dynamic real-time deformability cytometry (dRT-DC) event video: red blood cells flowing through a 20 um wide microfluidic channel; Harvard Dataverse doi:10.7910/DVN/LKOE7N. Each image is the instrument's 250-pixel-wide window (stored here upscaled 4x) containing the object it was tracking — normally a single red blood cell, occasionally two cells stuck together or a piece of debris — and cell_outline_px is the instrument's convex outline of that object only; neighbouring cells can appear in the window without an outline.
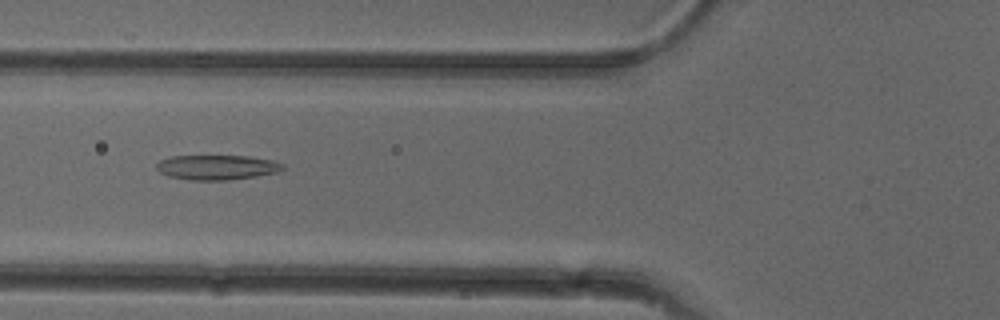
{"species": "common noctule bat (a hibernating species)", "species_latin": "Nyctalus noctula", "temperature_condition": "cold", "stored_images_in_passage": 21, "camera_frame_rate_fps": 3000, "um_per_image_px": 0.085, "animal": {"sex": "female"}, "frame": {"image": 1, "passage_image": 4, "time_ms": 1.0, "image_size_px": [1000, 320], "cell_outline_px": [[284, 168], [276, 172], [256, 176], [228, 180], [192, 180], [168, 176], [160, 172], [156, 168], [156, 164], [160, 160], [172, 156], [248, 156], [272, 160], [284, 164]], "centroid_in_image_um": [18.42, 14.22], "position_along_channel_um": 107.4, "area_um2": 18.15}}
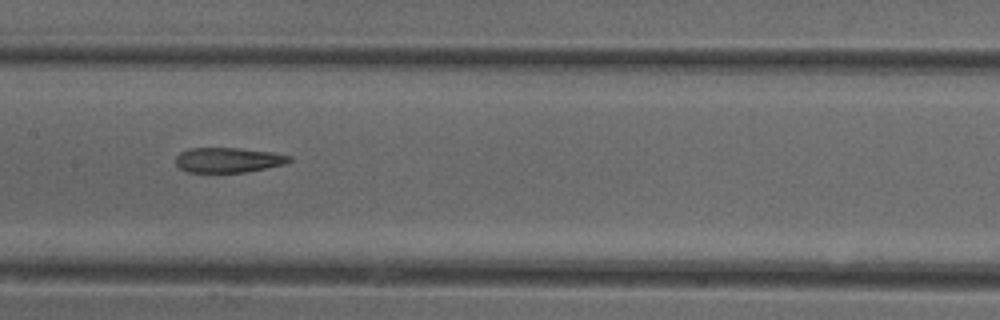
{"frame": {"image": 2, "passage_image": 10, "time_ms": 3.0, "image_size_px": [1000, 320], "cell_outline_px": [[292, 160], [284, 164], [244, 172], [188, 172], [180, 168], [176, 164], [176, 156], [180, 152], [188, 148], [240, 148], [272, 152], [292, 156]], "centroid_in_image_um": [19.39, 13.59], "position_along_channel_um": 188.0, "area_um2": 16.47}}
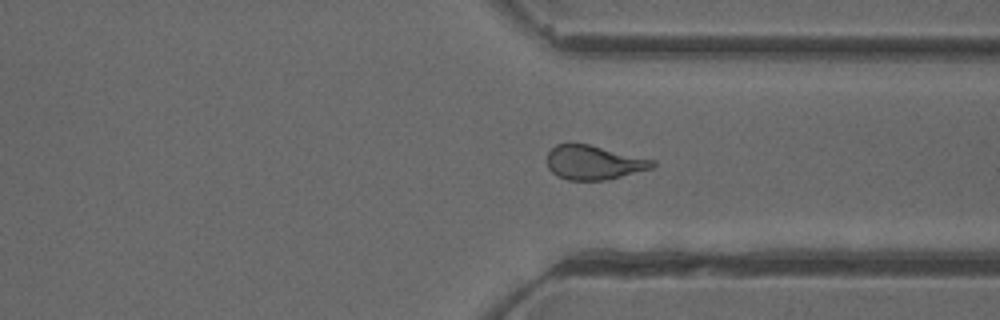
{"frame": {"image": 3, "passage_image": 20, "time_ms": 6.333, "image_size_px": [1000, 320], "cell_outline_px": [[656, 164], [652, 168], [608, 180], [568, 180], [556, 176], [548, 168], [548, 152], [556, 144], [588, 144], [656, 160]], "centroid_in_image_um": [50.49, 13.82], "position_along_channel_um": 360.9, "area_um2": 20.98}}